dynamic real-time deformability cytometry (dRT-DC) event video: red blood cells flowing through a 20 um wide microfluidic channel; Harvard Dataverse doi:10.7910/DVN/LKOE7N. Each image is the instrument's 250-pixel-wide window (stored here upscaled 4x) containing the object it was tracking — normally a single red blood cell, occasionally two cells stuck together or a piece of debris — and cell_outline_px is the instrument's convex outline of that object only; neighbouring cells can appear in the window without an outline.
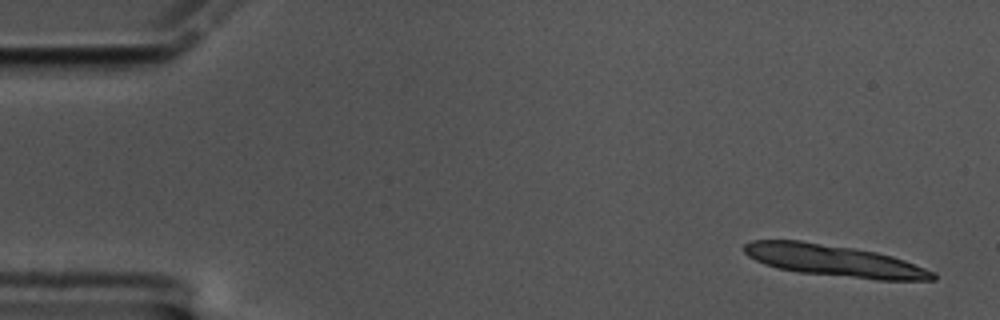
{"species": "common noctule bat (a hibernating species)", "species_latin": "Nyctalus noctula", "temperature_condition": "cold", "stored_images_in_passage": 12, "camera_frame_rate_fps": 3000, "um_per_image_px": 0.085, "animal": {"sex": "male", "body_mass_g": 17.5, "forearm_length_mm": 52.3}, "frame": {"image": 1, "passage_image": 1, "time_ms": 0.0, "image_size_px": [1000, 320], "cell_outline_px": [[936, 280], [876, 280], [796, 272], [764, 264], [748, 256], [744, 252], [744, 244], [752, 240], [800, 240], [852, 248], [876, 252], [892, 256], [904, 260], [936, 272]], "centroid_in_image_um": [70.92, 22.16], "position_along_channel_um": 14.1, "area_um2": 34.8}}